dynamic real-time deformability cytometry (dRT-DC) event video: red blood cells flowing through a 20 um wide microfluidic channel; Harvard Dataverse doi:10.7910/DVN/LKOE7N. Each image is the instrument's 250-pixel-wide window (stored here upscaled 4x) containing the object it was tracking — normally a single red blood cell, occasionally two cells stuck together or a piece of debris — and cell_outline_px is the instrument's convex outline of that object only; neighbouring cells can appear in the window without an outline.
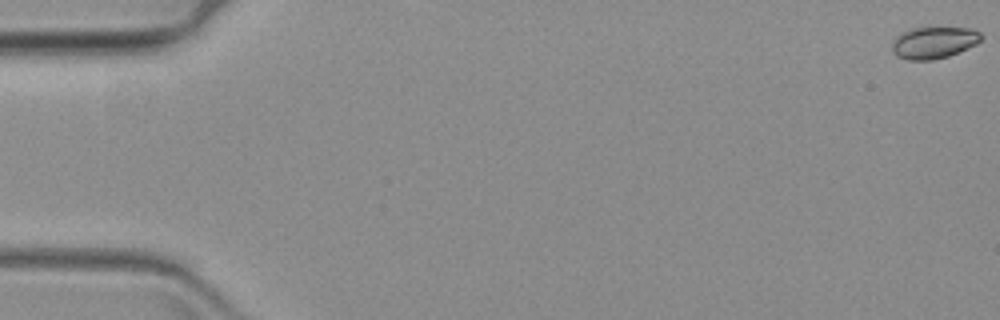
{"species": "common noctule bat (a hibernating species)", "species_latin": "Nyctalus noctula", "temperature_condition": "warm", "stored_images_in_passage": 32, "camera_frame_rate_fps": 3000, "um_per_image_px": 0.085, "animal": {"sex": "female", "body_mass_g": 19.3, "forearm_length_mm": 54.1}, "frame": {"image": 1, "passage_image": 1, "time_ms": 0.0, "image_size_px": [1000, 320], "cell_outline_px": [[984, 36], [976, 44], [948, 56], [932, 60], [908, 60], [896, 56], [892, 52], [892, 40], [900, 32], [912, 28], [972, 28], [980, 32]], "centroid_in_image_um": [79.34, 3.62], "position_along_channel_um": 5.7, "area_um2": 16.59}}